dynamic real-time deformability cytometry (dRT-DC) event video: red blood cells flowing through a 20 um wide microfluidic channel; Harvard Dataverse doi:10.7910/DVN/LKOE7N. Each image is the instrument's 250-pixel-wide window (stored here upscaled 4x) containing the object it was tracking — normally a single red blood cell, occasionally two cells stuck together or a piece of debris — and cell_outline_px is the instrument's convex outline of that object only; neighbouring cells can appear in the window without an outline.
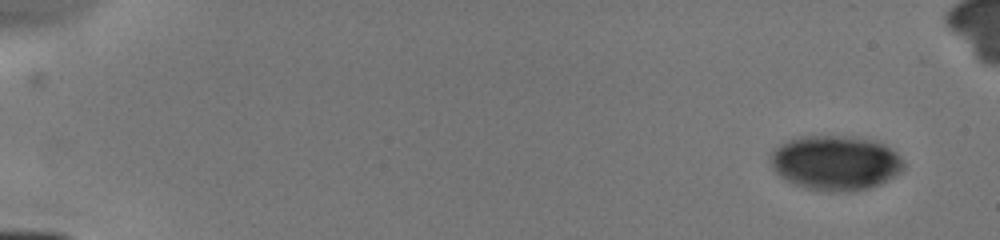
{"species": "human", "species_latin": "Homo sapiens", "temperature_condition": "cold", "stored_images_in_passage": 7, "camera_frame_rate_fps": 3000, "um_per_image_px": 0.085, "donor": {"sex": "male"}, "frame": {"image": 1, "passage_image": 1, "time_ms": 0.0, "image_size_px": [1000, 240], "cell_outline_px": [[904, 168], [900, 172], [880, 184], [868, 188], [848, 192], [832, 192], [808, 188], [792, 184], [784, 180], [772, 168], [768, 160], [768, 156], [772, 148], [788, 140], [800, 136], [856, 136], [876, 140], [884, 144], [896, 152], [904, 160]], "centroid_in_image_um": [70.98, 13.83], "position_along_channel_um": 14.0, "area_um2": 43.18}}